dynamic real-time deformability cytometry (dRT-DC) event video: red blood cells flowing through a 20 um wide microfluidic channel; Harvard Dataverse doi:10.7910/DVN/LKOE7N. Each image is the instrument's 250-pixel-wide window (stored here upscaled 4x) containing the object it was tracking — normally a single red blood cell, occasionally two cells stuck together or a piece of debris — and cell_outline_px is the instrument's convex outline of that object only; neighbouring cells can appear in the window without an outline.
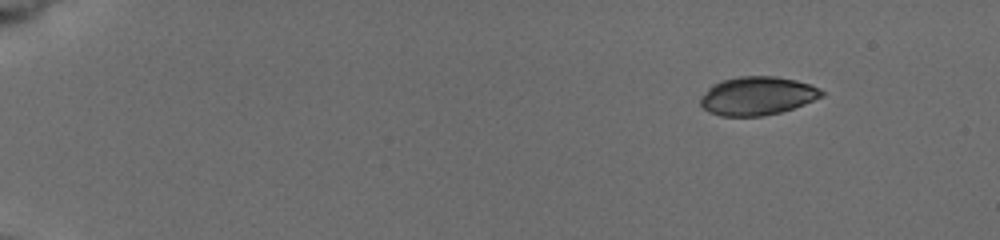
{"species": "common noctule bat (a hibernating species)", "species_latin": "Nyctalus noctula", "temperature_condition": "cold", "stored_images_in_passage": 27, "camera_frame_rate_fps": 3000, "um_per_image_px": 0.085, "animal": {"sex": "female", "body_mass_g": 19.5, "forearm_length_mm": 54.1}, "frame": {"image": 1, "passage_image": 1, "time_ms": 0.0, "image_size_px": [1000, 240], "cell_outline_px": [[824, 96], [804, 104], [780, 112], [764, 116], [720, 116], [708, 112], [700, 104], [700, 96], [712, 84], [720, 80], [740, 76], [776, 76], [796, 80], [820, 88], [824, 92]], "centroid_in_image_um": [64.34, 8.14], "position_along_channel_um": 20.7, "area_um2": 27.34}}
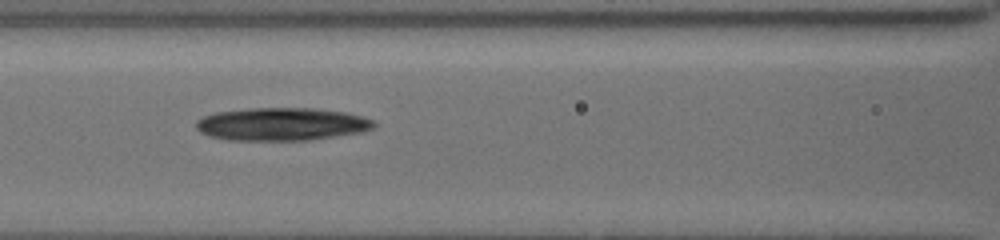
{"frame": {"image": 2, "passage_image": 16, "time_ms": 6.667, "image_size_px": [1000, 240], "cell_outline_px": [[376, 128], [364, 132], [308, 140], [228, 140], [208, 136], [200, 132], [196, 128], [196, 120], [204, 116], [216, 112], [248, 108], [316, 108], [344, 112], [360, 116], [372, 120], [376, 124]], "centroid_in_image_um": [23.94, 10.55], "position_along_channel_um": 142.7, "area_um2": 34.28}}
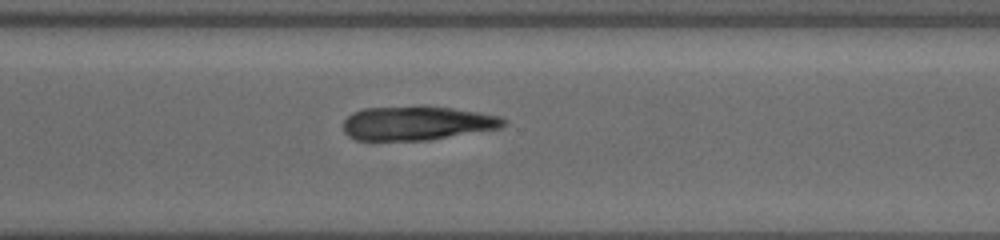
{"frame": {"image": 3, "passage_image": 27, "time_ms": 11.667, "image_size_px": [1000, 240], "cell_outline_px": [[508, 124], [500, 128], [428, 140], [356, 140], [348, 136], [344, 132], [344, 120], [352, 112], [364, 108], [452, 108], [500, 116], [508, 120]], "centroid_in_image_um": [35.46, 10.5], "position_along_channel_um": 335.1, "area_um2": 31.1}}